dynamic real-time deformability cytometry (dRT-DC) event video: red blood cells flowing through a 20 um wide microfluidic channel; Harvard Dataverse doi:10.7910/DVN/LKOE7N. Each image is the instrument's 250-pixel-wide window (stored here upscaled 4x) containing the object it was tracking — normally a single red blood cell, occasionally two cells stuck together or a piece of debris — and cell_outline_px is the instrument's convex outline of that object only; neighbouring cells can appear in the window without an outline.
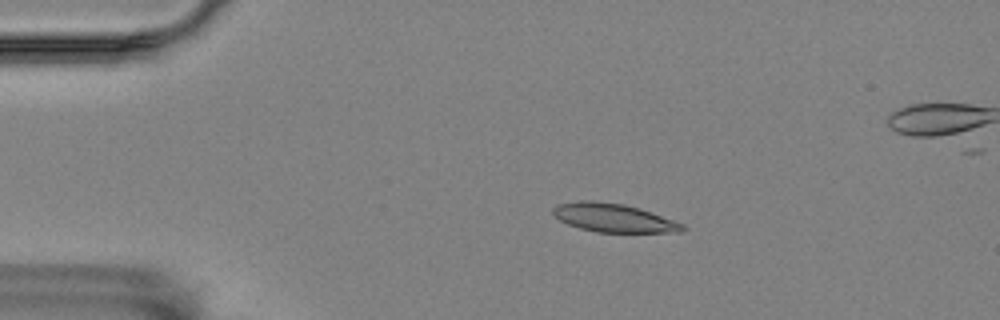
{"species": "Egyptian fruit bat (a non-hibernating species)", "species_latin": "Rousettus aegyptiacus", "temperature_condition": "room temperature", "stored_images_in_passage": 49, "camera_frame_rate_fps": 3000, "um_per_image_px": 0.085, "animal": {"sex": "female"}, "frame": {"image": 1, "passage_image": 4, "time_ms": 1.0, "image_size_px": [1000, 320], "cell_outline_px": [[688, 228], [680, 232], [596, 232], [580, 228], [568, 224], [560, 220], [552, 212], [552, 208], [556, 204], [580, 200], [592, 200], [624, 204], [640, 208], [684, 224]], "centroid_in_image_um": [52.15, 18.51], "position_along_channel_um": 32.9, "area_um2": 21.56}}
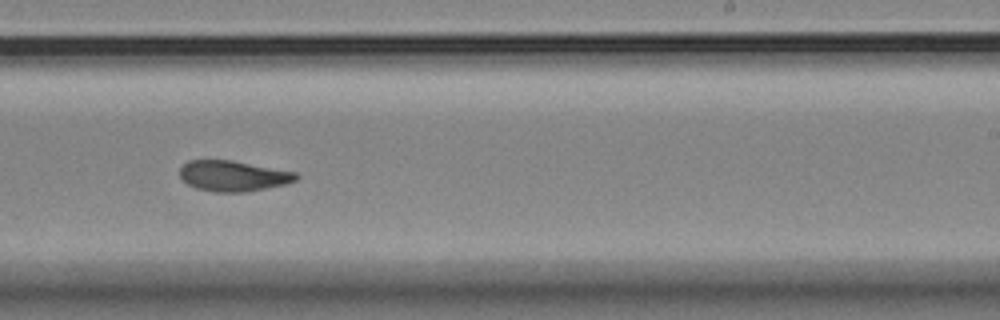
{"frame": {"image": 2, "passage_image": 28, "time_ms": 9.0, "image_size_px": [1000, 320], "cell_outline_px": [[300, 176], [296, 180], [284, 184], [244, 192], [216, 192], [196, 188], [180, 180], [180, 168], [188, 160], [232, 160], [296, 172]], "centroid_in_image_um": [19.79, 14.95], "position_along_channel_um": 269.2, "area_um2": 20.69}}
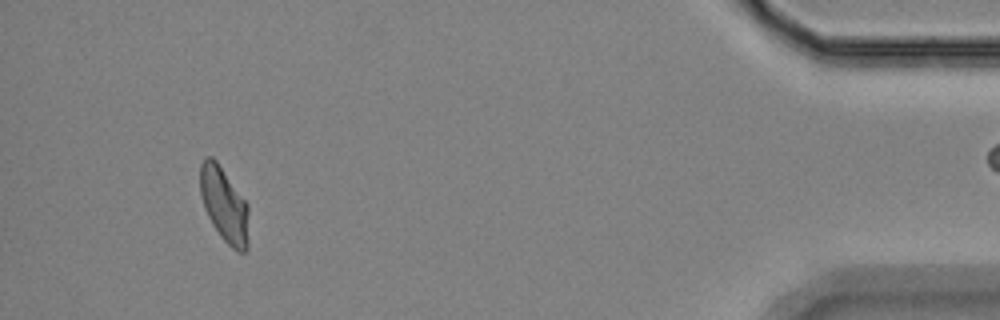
{"frame": {"image": 3, "passage_image": 46, "time_ms": 15.0, "image_size_px": [1000, 320], "cell_outline_px": [[248, 248], [244, 252], [240, 252], [232, 248], [220, 236], [212, 224], [204, 208], [200, 192], [200, 164], [204, 156], [212, 156], [216, 160], [248, 204]], "centroid_in_image_um": [19.05, 17.39], "position_along_channel_um": 416.2, "area_um2": 21.21}}